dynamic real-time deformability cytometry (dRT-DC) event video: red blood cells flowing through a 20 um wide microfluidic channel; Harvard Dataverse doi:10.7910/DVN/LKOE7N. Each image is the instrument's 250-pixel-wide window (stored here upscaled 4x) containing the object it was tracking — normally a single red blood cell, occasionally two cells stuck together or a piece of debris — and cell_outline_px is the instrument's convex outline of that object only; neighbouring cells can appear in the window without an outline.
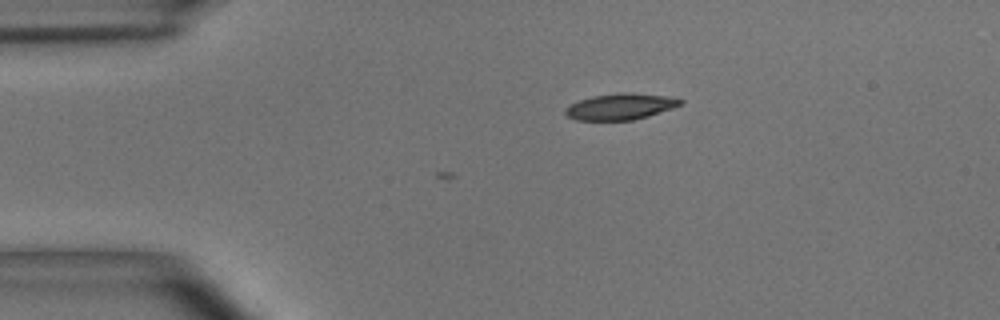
{"species": "common noctule bat (a hibernating species)", "species_latin": "Nyctalus noctula", "temperature_condition": "room temperature", "stored_images_in_passage": 7, "camera_frame_rate_fps": 3000, "um_per_image_px": 0.085, "animal": {"sex": "male", "body_mass_g": 15.6}, "frame": {"image": 1, "passage_image": 1, "time_ms": 0.0, "image_size_px": [1000, 320], "cell_outline_px": [[684, 100], [680, 104], [672, 108], [648, 116], [632, 120], [576, 120], [568, 116], [564, 112], [564, 108], [580, 100], [592, 96], [620, 92], [628, 92], [664, 96]], "centroid_in_image_um": [52.7, 9.06], "position_along_channel_um": 32.3, "area_um2": 17.34}}